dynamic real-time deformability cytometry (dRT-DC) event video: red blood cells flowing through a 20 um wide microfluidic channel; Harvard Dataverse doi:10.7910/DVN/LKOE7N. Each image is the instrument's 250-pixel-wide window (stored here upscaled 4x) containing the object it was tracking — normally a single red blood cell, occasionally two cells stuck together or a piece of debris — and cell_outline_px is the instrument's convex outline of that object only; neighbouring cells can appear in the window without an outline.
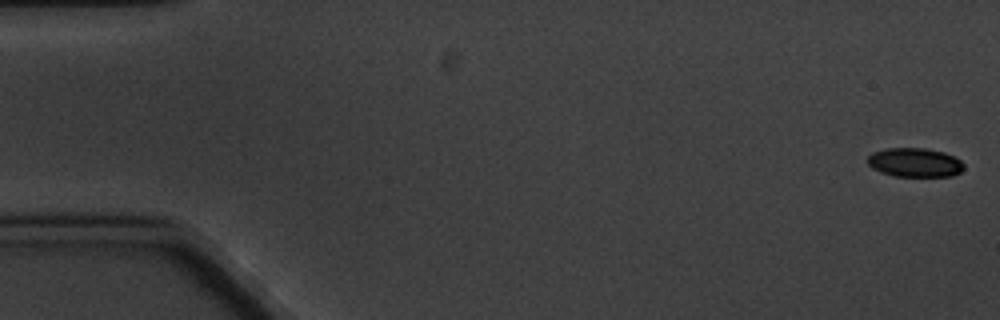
{"species": "common noctule bat (a hibernating species)", "species_latin": "Nyctalus noctula", "temperature_condition": "cold", "stored_images_in_passage": 6, "camera_frame_rate_fps": 3000, "um_per_image_px": 0.085, "animal": {"sex": "male", "body_mass_g": 20.1, "forearm_length_mm": 53.5}, "frame": {"image": 1, "passage_image": 1, "time_ms": 0.0, "image_size_px": [1000, 320], "cell_outline_px": [[964, 168], [960, 172], [952, 176], [896, 176], [880, 172], [872, 168], [868, 164], [868, 156], [872, 152], [884, 148], [924, 148], [944, 152], [960, 160], [964, 164]], "centroid_in_image_um": [77.74, 13.81], "position_along_channel_um": 7.3, "area_um2": 16.3}}
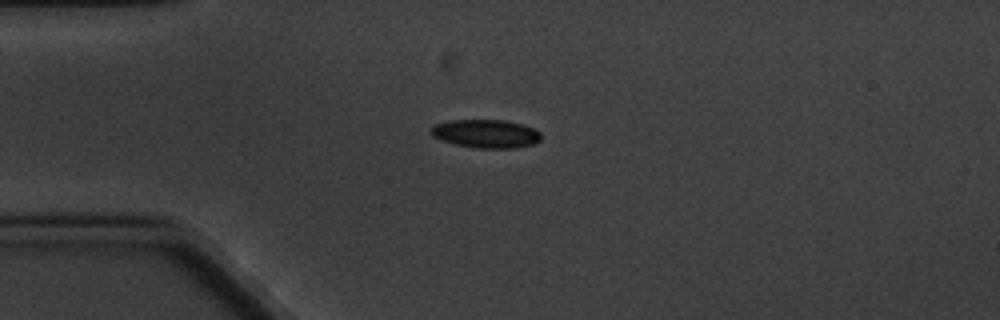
{"frame": {"image": 2, "passage_image": 5, "time_ms": 4.667, "image_size_px": [1000, 320], "cell_outline_px": [[540, 140], [536, 144], [516, 148], [476, 148], [456, 144], [440, 140], [432, 136], [432, 128], [436, 124], [448, 120], [504, 120], [520, 124], [532, 128], [540, 132]], "centroid_in_image_um": [41.32, 11.37], "position_along_channel_um": 43.7, "area_um2": 18.15}}